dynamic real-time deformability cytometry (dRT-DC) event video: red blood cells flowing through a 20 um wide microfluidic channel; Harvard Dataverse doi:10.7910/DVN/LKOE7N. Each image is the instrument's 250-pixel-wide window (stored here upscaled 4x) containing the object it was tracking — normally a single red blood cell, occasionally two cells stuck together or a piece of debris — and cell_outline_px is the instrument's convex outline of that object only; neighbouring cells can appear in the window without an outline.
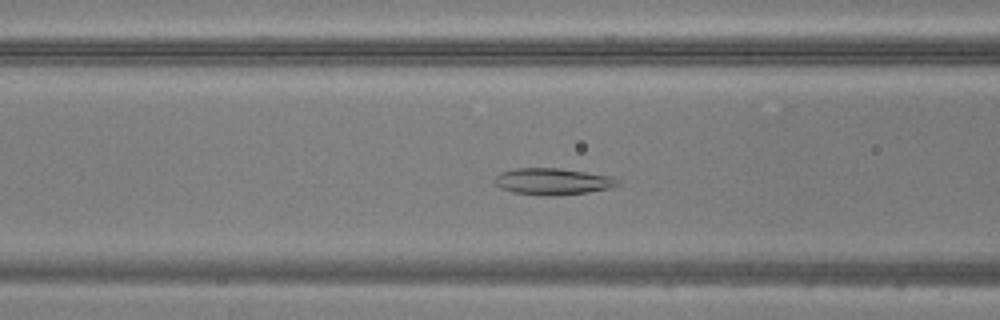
{"species": "common noctule bat (a hibernating species)", "species_latin": "Nyctalus noctula", "temperature_condition": "warm", "stored_images_in_passage": 49, "camera_frame_rate_fps": 3000, "um_per_image_px": 0.085, "animal": {"sex": "male", "body_mass_g": 20.5, "forearm_length_mm": 52.5}, "frame": {"image": 1, "passage_image": 19, "time_ms": 6.0, "image_size_px": [1000, 320], "cell_outline_px": [[620, 184], [608, 188], [588, 192], [552, 196], [512, 192], [500, 188], [492, 180], [500, 172], [516, 168], [560, 168], [616, 176], [620, 180]], "centroid_in_image_um": [47.01, 15.41], "position_along_channel_um": 119.6, "area_um2": 19.25}}
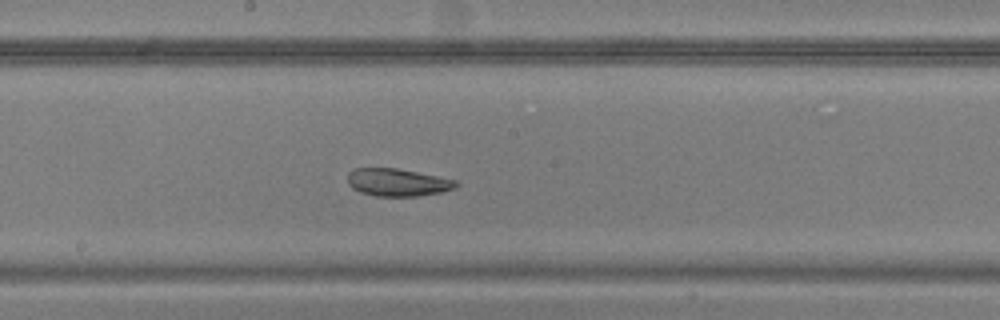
{"frame": {"image": 2, "passage_image": 26, "time_ms": 8.333, "image_size_px": [1000, 320], "cell_outline_px": [[460, 184], [456, 188], [440, 192], [416, 196], [376, 196], [360, 192], [352, 188], [348, 184], [348, 172], [352, 168], [396, 168], [456, 180]], "centroid_in_image_um": [33.77, 15.5], "position_along_channel_um": 214.4, "area_um2": 17.4}}
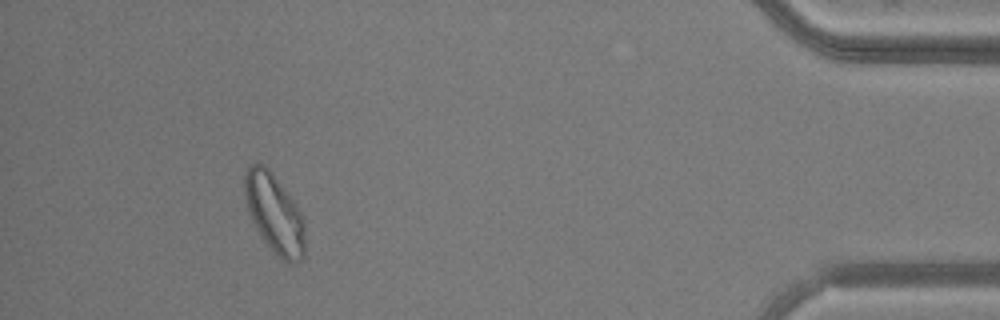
{"frame": {"image": 3, "passage_image": 45, "time_ms": 14.667, "image_size_px": [1000, 320], "cell_outline_px": [[304, 256], [300, 260], [292, 264], [288, 264], [264, 240], [256, 228], [252, 220], [244, 196], [244, 176], [248, 164], [264, 164], [272, 172], [296, 204], [304, 220]], "centroid_in_image_um": [23.32, 18.11], "position_along_channel_um": 411.9, "area_um2": 27.51}}